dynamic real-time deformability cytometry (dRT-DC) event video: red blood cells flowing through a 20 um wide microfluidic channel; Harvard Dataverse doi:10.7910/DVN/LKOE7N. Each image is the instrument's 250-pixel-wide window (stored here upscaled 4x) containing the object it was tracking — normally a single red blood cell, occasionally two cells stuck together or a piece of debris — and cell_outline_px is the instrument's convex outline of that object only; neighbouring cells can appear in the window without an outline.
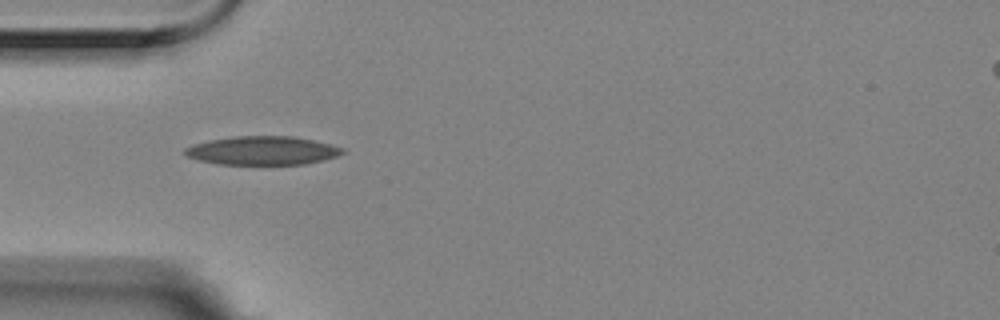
{"species": "Egyptian fruit bat (a non-hibernating species)", "species_latin": "Rousettus aegyptiacus", "temperature_condition": "room temperature", "stored_images_in_passage": 2, "camera_frame_rate_fps": 3000, "um_per_image_px": 0.085, "animal": {"sex": "female"}, "frame": {"image": 1, "passage_image": 1, "time_ms": 0.0, "image_size_px": [1000, 320], "cell_outline_px": [[348, 152], [324, 160], [304, 164], [216, 164], [196, 160], [188, 156], [184, 152], [184, 148], [192, 144], [208, 140], [232, 136], [292, 136], [332, 144], [344, 148]], "centroid_in_image_um": [22.31, 12.79], "position_along_channel_um": 62.7, "area_um2": 26.53}}
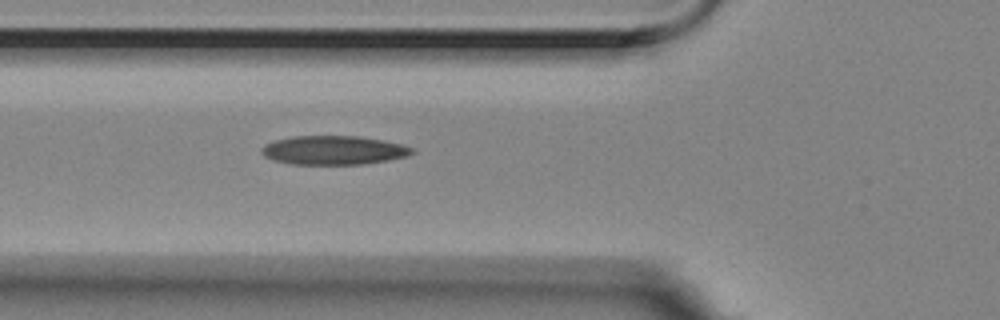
{"frame": {"image": 2, "passage_image": 2, "time_ms": 0.333, "image_size_px": [1000, 320], "cell_outline_px": [[416, 152], [408, 156], [388, 160], [360, 164], [292, 164], [276, 160], [264, 156], [260, 152], [260, 148], [264, 144], [276, 140], [292, 136], [360, 136], [384, 140], [404, 144], [416, 148]], "centroid_in_image_um": [28.41, 12.76], "position_along_channel_um": 97.4, "area_um2": 25.55}}